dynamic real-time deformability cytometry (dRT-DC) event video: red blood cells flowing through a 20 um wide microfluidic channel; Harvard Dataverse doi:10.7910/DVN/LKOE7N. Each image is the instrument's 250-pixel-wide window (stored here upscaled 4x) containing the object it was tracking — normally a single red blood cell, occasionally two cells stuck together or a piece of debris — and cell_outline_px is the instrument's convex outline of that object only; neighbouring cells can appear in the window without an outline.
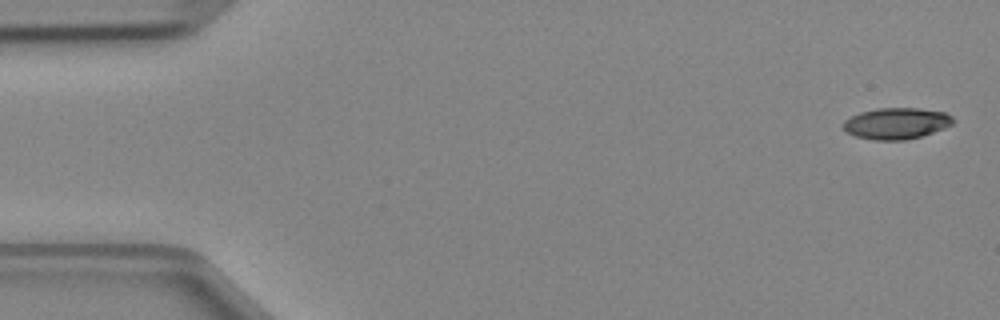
{"species": "Egyptian fruit bat (a non-hibernating species)", "species_latin": "Rousettus aegyptiacus", "temperature_condition": "cold", "stored_images_in_passage": 4, "camera_frame_rate_fps": 3000, "um_per_image_px": 0.085, "animal": {"sex": "female"}, "frame": {"image": 1, "passage_image": 1, "time_ms": 0.0, "image_size_px": [1000, 320], "cell_outline_px": [[956, 120], [952, 124], [944, 128], [920, 136], [904, 140], [872, 140], [856, 136], [848, 132], [844, 128], [844, 120], [860, 112], [876, 108], [920, 108], [944, 112], [952, 116]], "centroid_in_image_um": [76.21, 10.48], "position_along_channel_um": 8.8, "area_um2": 19.94}}
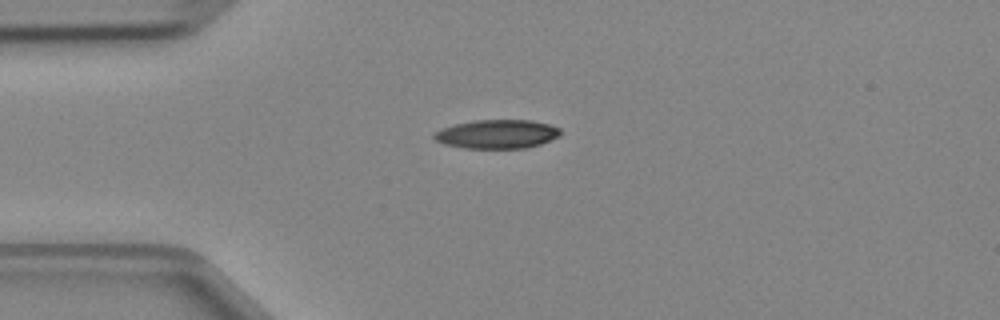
{"frame": {"image": 2, "passage_image": 4, "time_ms": 1.0, "image_size_px": [1000, 320], "cell_outline_px": [[560, 136], [540, 144], [524, 148], [464, 148], [444, 144], [436, 140], [432, 136], [432, 132], [440, 128], [472, 120], [532, 120], [548, 124], [560, 128]], "centroid_in_image_um": [42.21, 11.39], "position_along_channel_um": 42.8, "area_um2": 21.33}}